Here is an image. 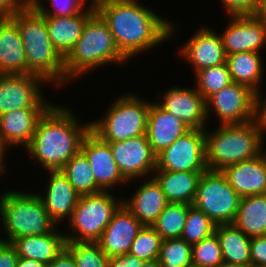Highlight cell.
Returning <instances> with one entry per match:
<instances>
[{"mask_svg":"<svg viewBox=\"0 0 266 267\" xmlns=\"http://www.w3.org/2000/svg\"><path fill=\"white\" fill-rule=\"evenodd\" d=\"M48 109H20L0 115V143L4 148L15 145L27 147L40 118Z\"/></svg>","mask_w":266,"mask_h":267,"instance_id":"cell-20","label":"cell"},{"mask_svg":"<svg viewBox=\"0 0 266 267\" xmlns=\"http://www.w3.org/2000/svg\"><path fill=\"white\" fill-rule=\"evenodd\" d=\"M216 226L202 210L190 205L181 238L192 246L214 234Z\"/></svg>","mask_w":266,"mask_h":267,"instance_id":"cell-33","label":"cell"},{"mask_svg":"<svg viewBox=\"0 0 266 267\" xmlns=\"http://www.w3.org/2000/svg\"><path fill=\"white\" fill-rule=\"evenodd\" d=\"M76 118L71 111L58 105H52L40 118L26 150L45 170H61L80 151L91 123L79 126Z\"/></svg>","mask_w":266,"mask_h":267,"instance_id":"cell-2","label":"cell"},{"mask_svg":"<svg viewBox=\"0 0 266 267\" xmlns=\"http://www.w3.org/2000/svg\"><path fill=\"white\" fill-rule=\"evenodd\" d=\"M144 260L126 253L109 257L108 267H142Z\"/></svg>","mask_w":266,"mask_h":267,"instance_id":"cell-44","label":"cell"},{"mask_svg":"<svg viewBox=\"0 0 266 267\" xmlns=\"http://www.w3.org/2000/svg\"><path fill=\"white\" fill-rule=\"evenodd\" d=\"M93 3L95 11L107 23L119 51L128 60L173 35L174 24L137 0H94Z\"/></svg>","mask_w":266,"mask_h":267,"instance_id":"cell-1","label":"cell"},{"mask_svg":"<svg viewBox=\"0 0 266 267\" xmlns=\"http://www.w3.org/2000/svg\"><path fill=\"white\" fill-rule=\"evenodd\" d=\"M240 200L222 171L206 170L200 176L193 205L218 225L234 222Z\"/></svg>","mask_w":266,"mask_h":267,"instance_id":"cell-9","label":"cell"},{"mask_svg":"<svg viewBox=\"0 0 266 267\" xmlns=\"http://www.w3.org/2000/svg\"><path fill=\"white\" fill-rule=\"evenodd\" d=\"M222 173L241 196L266 194V154L228 166Z\"/></svg>","mask_w":266,"mask_h":267,"instance_id":"cell-19","label":"cell"},{"mask_svg":"<svg viewBox=\"0 0 266 267\" xmlns=\"http://www.w3.org/2000/svg\"><path fill=\"white\" fill-rule=\"evenodd\" d=\"M216 131L205 129L208 170L222 171L228 166L261 154L264 133L257 119L244 124L221 125Z\"/></svg>","mask_w":266,"mask_h":267,"instance_id":"cell-3","label":"cell"},{"mask_svg":"<svg viewBox=\"0 0 266 267\" xmlns=\"http://www.w3.org/2000/svg\"><path fill=\"white\" fill-rule=\"evenodd\" d=\"M18 258L17 251L11 243L0 241V267H15Z\"/></svg>","mask_w":266,"mask_h":267,"instance_id":"cell-43","label":"cell"},{"mask_svg":"<svg viewBox=\"0 0 266 267\" xmlns=\"http://www.w3.org/2000/svg\"><path fill=\"white\" fill-rule=\"evenodd\" d=\"M5 153V148L2 146V144L0 143V172L2 173L5 168V164L3 163L4 162V154Z\"/></svg>","mask_w":266,"mask_h":267,"instance_id":"cell-49","label":"cell"},{"mask_svg":"<svg viewBox=\"0 0 266 267\" xmlns=\"http://www.w3.org/2000/svg\"><path fill=\"white\" fill-rule=\"evenodd\" d=\"M156 170L206 171L205 129H189L156 156Z\"/></svg>","mask_w":266,"mask_h":267,"instance_id":"cell-11","label":"cell"},{"mask_svg":"<svg viewBox=\"0 0 266 267\" xmlns=\"http://www.w3.org/2000/svg\"><path fill=\"white\" fill-rule=\"evenodd\" d=\"M0 73L32 74L18 25L10 16L0 17Z\"/></svg>","mask_w":266,"mask_h":267,"instance_id":"cell-23","label":"cell"},{"mask_svg":"<svg viewBox=\"0 0 266 267\" xmlns=\"http://www.w3.org/2000/svg\"><path fill=\"white\" fill-rule=\"evenodd\" d=\"M251 267H266V235L250 237Z\"/></svg>","mask_w":266,"mask_h":267,"instance_id":"cell-41","label":"cell"},{"mask_svg":"<svg viewBox=\"0 0 266 267\" xmlns=\"http://www.w3.org/2000/svg\"><path fill=\"white\" fill-rule=\"evenodd\" d=\"M80 151L87 157L97 186L102 191H108L106 189L115 184L127 182L118 169L110 144L103 141L91 129L84 136Z\"/></svg>","mask_w":266,"mask_h":267,"instance_id":"cell-15","label":"cell"},{"mask_svg":"<svg viewBox=\"0 0 266 267\" xmlns=\"http://www.w3.org/2000/svg\"><path fill=\"white\" fill-rule=\"evenodd\" d=\"M161 235L152 226H143L134 239L129 253L144 261L159 258Z\"/></svg>","mask_w":266,"mask_h":267,"instance_id":"cell-37","label":"cell"},{"mask_svg":"<svg viewBox=\"0 0 266 267\" xmlns=\"http://www.w3.org/2000/svg\"><path fill=\"white\" fill-rule=\"evenodd\" d=\"M107 23L95 11L86 21L82 35L64 58L65 84L89 70L110 63H125Z\"/></svg>","mask_w":266,"mask_h":267,"instance_id":"cell-5","label":"cell"},{"mask_svg":"<svg viewBox=\"0 0 266 267\" xmlns=\"http://www.w3.org/2000/svg\"><path fill=\"white\" fill-rule=\"evenodd\" d=\"M224 263L251 267L250 237L234 223L218 224L215 229Z\"/></svg>","mask_w":266,"mask_h":267,"instance_id":"cell-28","label":"cell"},{"mask_svg":"<svg viewBox=\"0 0 266 267\" xmlns=\"http://www.w3.org/2000/svg\"><path fill=\"white\" fill-rule=\"evenodd\" d=\"M118 169L127 181L156 170V155L146 134L125 141L108 142Z\"/></svg>","mask_w":266,"mask_h":267,"instance_id":"cell-13","label":"cell"},{"mask_svg":"<svg viewBox=\"0 0 266 267\" xmlns=\"http://www.w3.org/2000/svg\"><path fill=\"white\" fill-rule=\"evenodd\" d=\"M255 15L266 25V0H258V8Z\"/></svg>","mask_w":266,"mask_h":267,"instance_id":"cell-48","label":"cell"},{"mask_svg":"<svg viewBox=\"0 0 266 267\" xmlns=\"http://www.w3.org/2000/svg\"><path fill=\"white\" fill-rule=\"evenodd\" d=\"M61 171L80 196L102 192L97 186L87 157L81 151L75 154Z\"/></svg>","mask_w":266,"mask_h":267,"instance_id":"cell-31","label":"cell"},{"mask_svg":"<svg viewBox=\"0 0 266 267\" xmlns=\"http://www.w3.org/2000/svg\"><path fill=\"white\" fill-rule=\"evenodd\" d=\"M65 248L72 254L77 267H108L109 257L97 242L66 241Z\"/></svg>","mask_w":266,"mask_h":267,"instance_id":"cell-36","label":"cell"},{"mask_svg":"<svg viewBox=\"0 0 266 267\" xmlns=\"http://www.w3.org/2000/svg\"><path fill=\"white\" fill-rule=\"evenodd\" d=\"M233 223L248 237L266 235V194L241 197Z\"/></svg>","mask_w":266,"mask_h":267,"instance_id":"cell-30","label":"cell"},{"mask_svg":"<svg viewBox=\"0 0 266 267\" xmlns=\"http://www.w3.org/2000/svg\"><path fill=\"white\" fill-rule=\"evenodd\" d=\"M0 215L8 238H1L3 242L12 243L20 237L43 235L57 227L37 193L6 191L0 197Z\"/></svg>","mask_w":266,"mask_h":267,"instance_id":"cell-6","label":"cell"},{"mask_svg":"<svg viewBox=\"0 0 266 267\" xmlns=\"http://www.w3.org/2000/svg\"><path fill=\"white\" fill-rule=\"evenodd\" d=\"M10 17L18 25L28 70L47 83L64 86V58L52 45L44 16L31 7Z\"/></svg>","mask_w":266,"mask_h":267,"instance_id":"cell-4","label":"cell"},{"mask_svg":"<svg viewBox=\"0 0 266 267\" xmlns=\"http://www.w3.org/2000/svg\"><path fill=\"white\" fill-rule=\"evenodd\" d=\"M47 267H77L72 254L64 248Z\"/></svg>","mask_w":266,"mask_h":267,"instance_id":"cell-45","label":"cell"},{"mask_svg":"<svg viewBox=\"0 0 266 267\" xmlns=\"http://www.w3.org/2000/svg\"><path fill=\"white\" fill-rule=\"evenodd\" d=\"M41 82L46 81L35 74L0 73V115L20 109H49L53 103L44 102Z\"/></svg>","mask_w":266,"mask_h":267,"instance_id":"cell-12","label":"cell"},{"mask_svg":"<svg viewBox=\"0 0 266 267\" xmlns=\"http://www.w3.org/2000/svg\"><path fill=\"white\" fill-rule=\"evenodd\" d=\"M189 267H206V266H199V265H196V264H191Z\"/></svg>","mask_w":266,"mask_h":267,"instance_id":"cell-52","label":"cell"},{"mask_svg":"<svg viewBox=\"0 0 266 267\" xmlns=\"http://www.w3.org/2000/svg\"><path fill=\"white\" fill-rule=\"evenodd\" d=\"M162 101L157 104L189 129H206V100L196 88H171L164 93Z\"/></svg>","mask_w":266,"mask_h":267,"instance_id":"cell-16","label":"cell"},{"mask_svg":"<svg viewBox=\"0 0 266 267\" xmlns=\"http://www.w3.org/2000/svg\"><path fill=\"white\" fill-rule=\"evenodd\" d=\"M123 201L109 191L80 196L68 222L74 233L64 234L66 241L97 242Z\"/></svg>","mask_w":266,"mask_h":267,"instance_id":"cell-8","label":"cell"},{"mask_svg":"<svg viewBox=\"0 0 266 267\" xmlns=\"http://www.w3.org/2000/svg\"><path fill=\"white\" fill-rule=\"evenodd\" d=\"M143 226L138 218L122 204L97 243L108 257L129 253L134 239Z\"/></svg>","mask_w":266,"mask_h":267,"instance_id":"cell-17","label":"cell"},{"mask_svg":"<svg viewBox=\"0 0 266 267\" xmlns=\"http://www.w3.org/2000/svg\"><path fill=\"white\" fill-rule=\"evenodd\" d=\"M158 261L161 267H189L192 246L182 238L162 240Z\"/></svg>","mask_w":266,"mask_h":267,"instance_id":"cell-35","label":"cell"},{"mask_svg":"<svg viewBox=\"0 0 266 267\" xmlns=\"http://www.w3.org/2000/svg\"><path fill=\"white\" fill-rule=\"evenodd\" d=\"M192 263L206 267H217L224 263L219 239L215 233L192 245Z\"/></svg>","mask_w":266,"mask_h":267,"instance_id":"cell-38","label":"cell"},{"mask_svg":"<svg viewBox=\"0 0 266 267\" xmlns=\"http://www.w3.org/2000/svg\"><path fill=\"white\" fill-rule=\"evenodd\" d=\"M151 102L136 95L121 96L102 120L90 122L91 130L105 142L125 141L146 134Z\"/></svg>","mask_w":266,"mask_h":267,"instance_id":"cell-7","label":"cell"},{"mask_svg":"<svg viewBox=\"0 0 266 267\" xmlns=\"http://www.w3.org/2000/svg\"><path fill=\"white\" fill-rule=\"evenodd\" d=\"M94 12L95 6L92 1L90 7L77 15H43L52 45L63 58H65L74 48L75 44L82 35L86 21Z\"/></svg>","mask_w":266,"mask_h":267,"instance_id":"cell-21","label":"cell"},{"mask_svg":"<svg viewBox=\"0 0 266 267\" xmlns=\"http://www.w3.org/2000/svg\"><path fill=\"white\" fill-rule=\"evenodd\" d=\"M190 204L168 203L152 227L163 240L181 238Z\"/></svg>","mask_w":266,"mask_h":267,"instance_id":"cell-32","label":"cell"},{"mask_svg":"<svg viewBox=\"0 0 266 267\" xmlns=\"http://www.w3.org/2000/svg\"><path fill=\"white\" fill-rule=\"evenodd\" d=\"M153 177L160 184L168 203L193 205L200 176L205 171L155 170Z\"/></svg>","mask_w":266,"mask_h":267,"instance_id":"cell-26","label":"cell"},{"mask_svg":"<svg viewBox=\"0 0 266 267\" xmlns=\"http://www.w3.org/2000/svg\"><path fill=\"white\" fill-rule=\"evenodd\" d=\"M142 267H161L158 259L151 261H144Z\"/></svg>","mask_w":266,"mask_h":267,"instance_id":"cell-50","label":"cell"},{"mask_svg":"<svg viewBox=\"0 0 266 267\" xmlns=\"http://www.w3.org/2000/svg\"><path fill=\"white\" fill-rule=\"evenodd\" d=\"M220 35L226 55L240 52L260 53L266 45V25L256 15L231 16Z\"/></svg>","mask_w":266,"mask_h":267,"instance_id":"cell-14","label":"cell"},{"mask_svg":"<svg viewBox=\"0 0 266 267\" xmlns=\"http://www.w3.org/2000/svg\"><path fill=\"white\" fill-rule=\"evenodd\" d=\"M54 10H46L40 0H34L32 7L41 15L72 16L82 12L87 0H47Z\"/></svg>","mask_w":266,"mask_h":267,"instance_id":"cell-39","label":"cell"},{"mask_svg":"<svg viewBox=\"0 0 266 267\" xmlns=\"http://www.w3.org/2000/svg\"><path fill=\"white\" fill-rule=\"evenodd\" d=\"M226 63L232 82L245 85L259 94L258 84L262 80L264 67L260 53L240 52L227 55Z\"/></svg>","mask_w":266,"mask_h":267,"instance_id":"cell-29","label":"cell"},{"mask_svg":"<svg viewBox=\"0 0 266 267\" xmlns=\"http://www.w3.org/2000/svg\"><path fill=\"white\" fill-rule=\"evenodd\" d=\"M47 172L50 174L49 184L46 195L43 197L41 194L40 198L50 217L58 224L65 217L71 218L80 195L61 170Z\"/></svg>","mask_w":266,"mask_h":267,"instance_id":"cell-24","label":"cell"},{"mask_svg":"<svg viewBox=\"0 0 266 267\" xmlns=\"http://www.w3.org/2000/svg\"><path fill=\"white\" fill-rule=\"evenodd\" d=\"M188 130L180 119L162 109L157 103L151 102L146 136L156 156Z\"/></svg>","mask_w":266,"mask_h":267,"instance_id":"cell-22","label":"cell"},{"mask_svg":"<svg viewBox=\"0 0 266 267\" xmlns=\"http://www.w3.org/2000/svg\"><path fill=\"white\" fill-rule=\"evenodd\" d=\"M230 16L255 15L258 0H221Z\"/></svg>","mask_w":266,"mask_h":267,"instance_id":"cell-40","label":"cell"},{"mask_svg":"<svg viewBox=\"0 0 266 267\" xmlns=\"http://www.w3.org/2000/svg\"><path fill=\"white\" fill-rule=\"evenodd\" d=\"M211 106L221 125L244 124L257 119V94L249 87L236 82L230 83L206 99L207 118Z\"/></svg>","mask_w":266,"mask_h":267,"instance_id":"cell-10","label":"cell"},{"mask_svg":"<svg viewBox=\"0 0 266 267\" xmlns=\"http://www.w3.org/2000/svg\"><path fill=\"white\" fill-rule=\"evenodd\" d=\"M31 7V0H0V17L13 16Z\"/></svg>","mask_w":266,"mask_h":267,"instance_id":"cell-42","label":"cell"},{"mask_svg":"<svg viewBox=\"0 0 266 267\" xmlns=\"http://www.w3.org/2000/svg\"><path fill=\"white\" fill-rule=\"evenodd\" d=\"M134 193L129 202L123 201V204L144 226H152L168 205L160 184L151 177Z\"/></svg>","mask_w":266,"mask_h":267,"instance_id":"cell-25","label":"cell"},{"mask_svg":"<svg viewBox=\"0 0 266 267\" xmlns=\"http://www.w3.org/2000/svg\"><path fill=\"white\" fill-rule=\"evenodd\" d=\"M217 267H244V266L234 265V264H227V263H221Z\"/></svg>","mask_w":266,"mask_h":267,"instance_id":"cell-51","label":"cell"},{"mask_svg":"<svg viewBox=\"0 0 266 267\" xmlns=\"http://www.w3.org/2000/svg\"><path fill=\"white\" fill-rule=\"evenodd\" d=\"M257 120L259 121L260 126L263 129V132H265L266 131V99L261 100L260 93L257 95Z\"/></svg>","mask_w":266,"mask_h":267,"instance_id":"cell-46","label":"cell"},{"mask_svg":"<svg viewBox=\"0 0 266 267\" xmlns=\"http://www.w3.org/2000/svg\"><path fill=\"white\" fill-rule=\"evenodd\" d=\"M18 257L37 260L50 264L65 248V235L56 229L50 233L37 236H26L15 239L11 243Z\"/></svg>","mask_w":266,"mask_h":267,"instance_id":"cell-27","label":"cell"},{"mask_svg":"<svg viewBox=\"0 0 266 267\" xmlns=\"http://www.w3.org/2000/svg\"><path fill=\"white\" fill-rule=\"evenodd\" d=\"M195 73L196 89L205 100L213 93L232 83L227 63L204 68Z\"/></svg>","mask_w":266,"mask_h":267,"instance_id":"cell-34","label":"cell"},{"mask_svg":"<svg viewBox=\"0 0 266 267\" xmlns=\"http://www.w3.org/2000/svg\"><path fill=\"white\" fill-rule=\"evenodd\" d=\"M179 52L195 72L226 63L227 59L220 35L208 27L200 28Z\"/></svg>","mask_w":266,"mask_h":267,"instance_id":"cell-18","label":"cell"},{"mask_svg":"<svg viewBox=\"0 0 266 267\" xmlns=\"http://www.w3.org/2000/svg\"><path fill=\"white\" fill-rule=\"evenodd\" d=\"M15 267H47V264L37 260L19 257Z\"/></svg>","mask_w":266,"mask_h":267,"instance_id":"cell-47","label":"cell"}]
</instances>
